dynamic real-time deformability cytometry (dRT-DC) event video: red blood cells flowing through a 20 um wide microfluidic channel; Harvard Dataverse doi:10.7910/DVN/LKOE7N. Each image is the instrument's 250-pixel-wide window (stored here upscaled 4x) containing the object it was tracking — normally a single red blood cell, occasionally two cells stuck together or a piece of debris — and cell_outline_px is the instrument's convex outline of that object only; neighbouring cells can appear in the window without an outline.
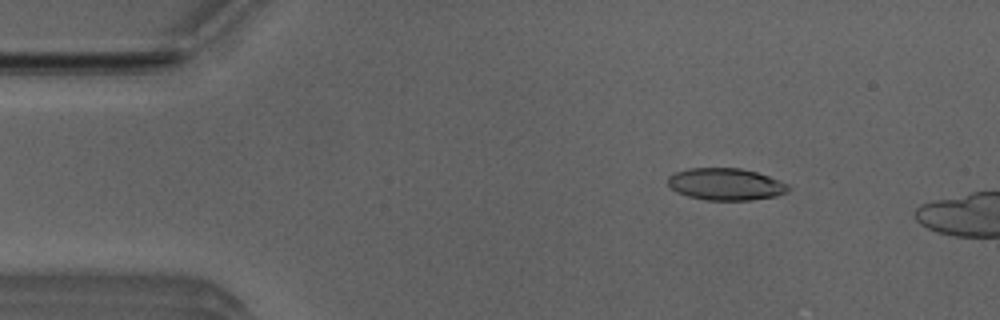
{"species": "Egyptian fruit bat (a non-hibernating species)", "species_latin": "Rousettus aegyptiacus", "temperature_condition": "room temperature", "stored_images_in_passage": 4, "camera_frame_rate_fps": 3000, "um_per_image_px": 0.085, "animal": {"sex": "male"}, "frame": {"image": 1, "passage_image": 2, "time_ms": 0.333, "image_size_px": [1000, 320], "cell_outline_px": [[792, 188], [788, 192], [776, 196], [752, 200], [708, 200], [688, 196], [676, 192], [668, 184], [668, 176], [676, 172], [688, 168], [740, 168], [756, 172], [768, 176], [788, 184]], "centroid_in_image_um": [61.71, 15.66], "position_along_channel_um": 23.3, "area_um2": 22.48}}